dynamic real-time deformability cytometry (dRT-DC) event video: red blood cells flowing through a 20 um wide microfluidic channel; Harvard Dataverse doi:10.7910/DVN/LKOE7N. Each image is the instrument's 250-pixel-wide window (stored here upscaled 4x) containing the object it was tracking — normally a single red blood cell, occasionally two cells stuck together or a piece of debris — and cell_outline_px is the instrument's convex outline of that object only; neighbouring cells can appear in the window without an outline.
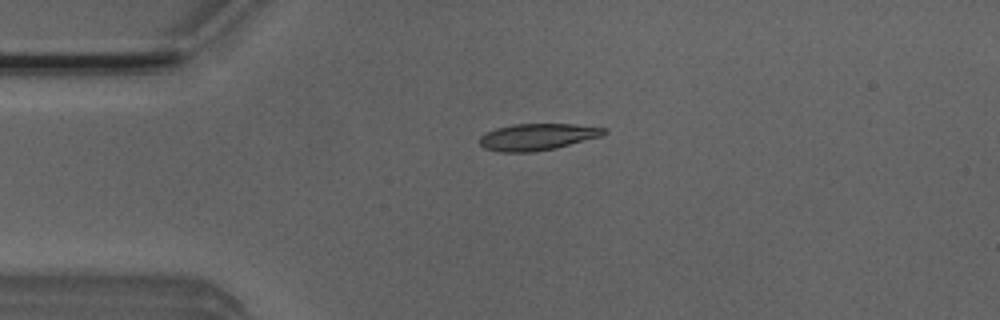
{"species": "Egyptian fruit bat (a non-hibernating species)", "species_latin": "Rousettus aegyptiacus", "temperature_condition": "room temperature", "stored_images_in_passage": 41, "camera_frame_rate_fps": 3000, "um_per_image_px": 0.085, "animal": {"sex": "male"}, "frame": {"image": 1, "passage_image": 1, "time_ms": 0.0, "image_size_px": [1000, 320], "cell_outline_px": [[608, 132], [600, 136], [556, 148], [532, 152], [500, 152], [484, 148], [480, 144], [480, 136], [484, 132], [496, 128], [512, 124], [572, 124], [604, 128]], "centroid_in_image_um": [45.62, 11.63], "position_along_channel_um": 39.4, "area_um2": 19.25}}
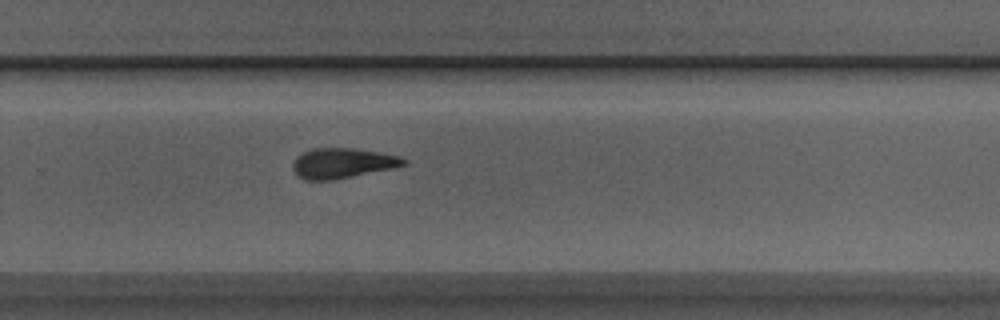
{"frame": {"image": 2, "passage_image": 23, "time_ms": 7.333, "image_size_px": [1000, 320], "cell_outline_px": [[408, 164], [396, 168], [332, 180], [308, 180], [300, 176], [292, 168], [292, 164], [296, 156], [312, 148], [356, 148], [380, 152], [396, 156], [408, 160]], "centroid_in_image_um": [29.14, 13.86], "position_along_channel_um": 300.7, "area_um2": 19.54}}
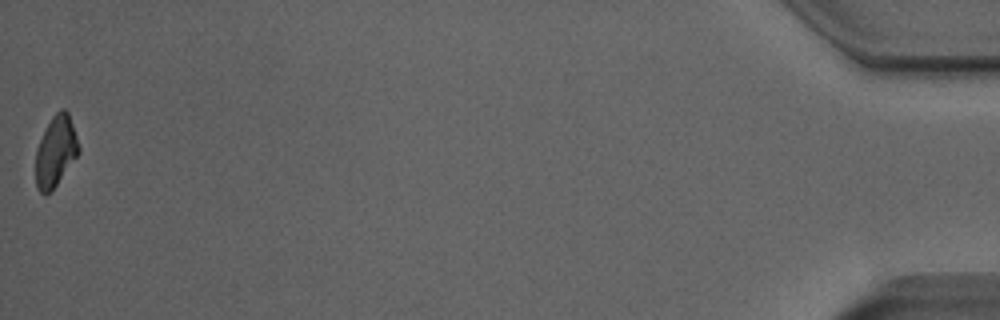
{"frame": {"image": 3, "passage_image": 41, "time_ms": 13.333, "image_size_px": [1000, 320], "cell_outline_px": [[80, 152], [56, 184], [44, 196], [36, 188], [36, 148], [52, 116], [60, 108], [64, 108], [68, 112], [80, 148]], "centroid_in_image_um": [4.73, 12.85], "position_along_channel_um": 430.5, "area_um2": 17.4}, "authors_computed_cell_mechanics": {"area_um2": 19.2474, "velocity_mm_per_s": 3.9086, "shape_relaxation_time_tau1_ms": 4.963, "shape_relaxation_time_tau2_ms": 2.699, "deformation_change_tau1": 0.1665, "deformation_change_tau2": 0.1025}}